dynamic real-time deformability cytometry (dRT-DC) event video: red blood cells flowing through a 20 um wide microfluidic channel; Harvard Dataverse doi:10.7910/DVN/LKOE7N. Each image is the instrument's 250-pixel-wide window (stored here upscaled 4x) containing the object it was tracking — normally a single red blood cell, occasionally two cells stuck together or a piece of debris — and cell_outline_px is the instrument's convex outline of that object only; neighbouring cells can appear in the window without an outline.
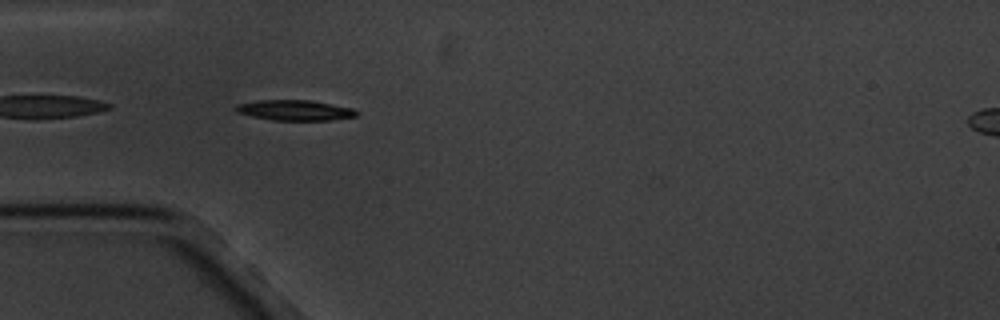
{"species": "common noctule bat (a hibernating species)", "species_latin": "Nyctalus noctula", "temperature_condition": "cold", "stored_images_in_passage": 4, "camera_frame_rate_fps": 3000, "um_per_image_px": 0.085, "animal": {"sex": "male", "body_mass_g": 20.1, "forearm_length_mm": 53.5}, "frame": {"image": 1, "passage_image": 3, "time_ms": 2.333, "image_size_px": [1000, 320], "cell_outline_px": [[360, 112], [356, 116], [328, 120], [272, 120], [252, 116], [236, 112], [232, 108], [236, 104], [256, 100], [308, 100], [352, 108]], "centroid_in_image_um": [25.0, 9.36], "position_along_channel_um": 60.0, "area_um2": 14.33}}